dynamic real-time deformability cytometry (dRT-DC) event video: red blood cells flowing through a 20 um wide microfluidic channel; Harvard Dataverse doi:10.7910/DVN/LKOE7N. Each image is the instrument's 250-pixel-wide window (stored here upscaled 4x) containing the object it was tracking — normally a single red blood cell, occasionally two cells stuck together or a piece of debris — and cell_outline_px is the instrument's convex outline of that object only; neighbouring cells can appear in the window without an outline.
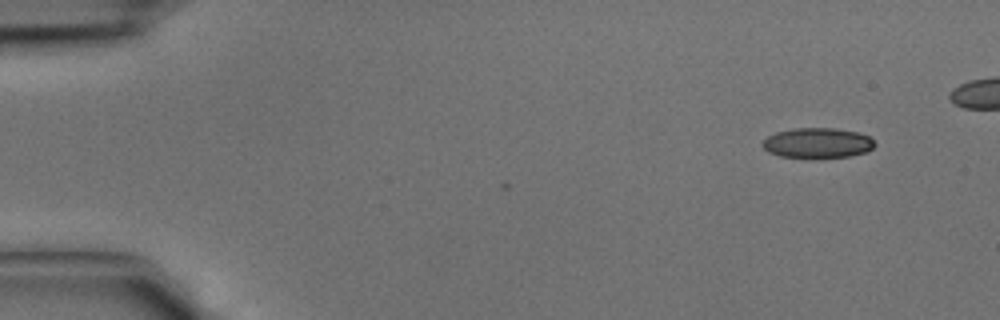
{"species": "common noctule bat (a hibernating species)", "species_latin": "Nyctalus noctula", "temperature_condition": "cold", "stored_images_in_passage": 4, "camera_frame_rate_fps": 3000, "um_per_image_px": 0.085, "animal": {"sex": "male", "body_mass_g": 15.6}, "frame": {"image": 1, "passage_image": 1, "time_ms": 0.0, "image_size_px": [1000, 320], "cell_outline_px": [[876, 144], [872, 148], [864, 152], [848, 156], [780, 156], [768, 152], [760, 144], [768, 136], [776, 132], [792, 128], [836, 128], [860, 132], [868, 136]], "centroid_in_image_um": [69.47, 12.11], "position_along_channel_um": 15.5, "area_um2": 19.31}}